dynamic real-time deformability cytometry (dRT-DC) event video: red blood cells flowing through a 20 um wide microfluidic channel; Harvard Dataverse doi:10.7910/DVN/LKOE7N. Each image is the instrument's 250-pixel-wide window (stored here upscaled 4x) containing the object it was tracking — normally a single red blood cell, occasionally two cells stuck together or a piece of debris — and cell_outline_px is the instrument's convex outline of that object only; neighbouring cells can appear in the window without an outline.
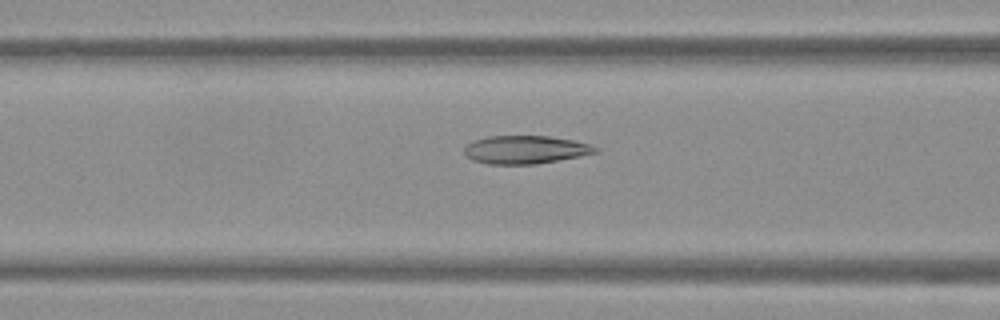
{"species": "Egyptian fruit bat (a non-hibernating species)", "species_latin": "Rousettus aegyptiacus", "temperature_condition": "warm", "stored_images_in_passage": 54, "camera_frame_rate_fps": 3000, "um_per_image_px": 0.085, "frame": {"image": 1, "passage_image": 22, "time_ms": 7.0, "image_size_px": [1000, 320], "cell_outline_px": [[600, 148], [596, 152], [580, 156], [536, 164], [488, 164], [472, 160], [464, 152], [464, 148], [472, 140], [488, 136], [548, 136], [572, 140], [588, 144]], "centroid_in_image_um": [44.63, 12.72], "position_along_channel_um": 122.0, "area_um2": 21.39}}
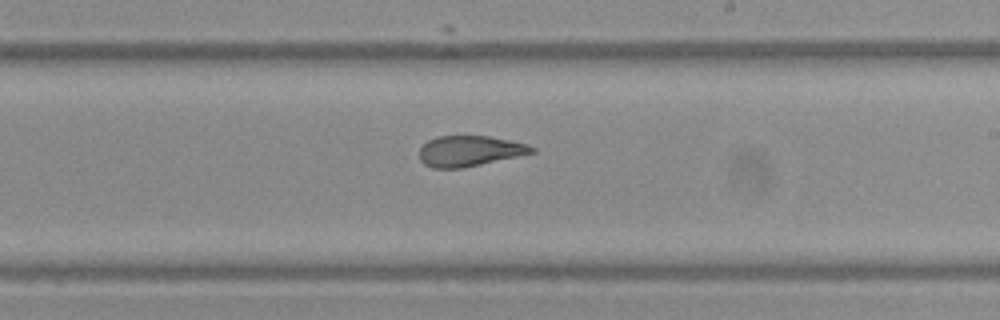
{"frame": {"image": 2, "passage_image": 32, "time_ms": 10.333, "image_size_px": [1000, 320], "cell_outline_px": [[536, 152], [480, 164], [460, 168], [432, 168], [424, 164], [420, 160], [420, 148], [428, 140], [436, 136], [488, 136], [528, 144], [536, 148]], "centroid_in_image_um": [39.9, 12.83], "position_along_channel_um": 249.1, "area_um2": 19.88}}
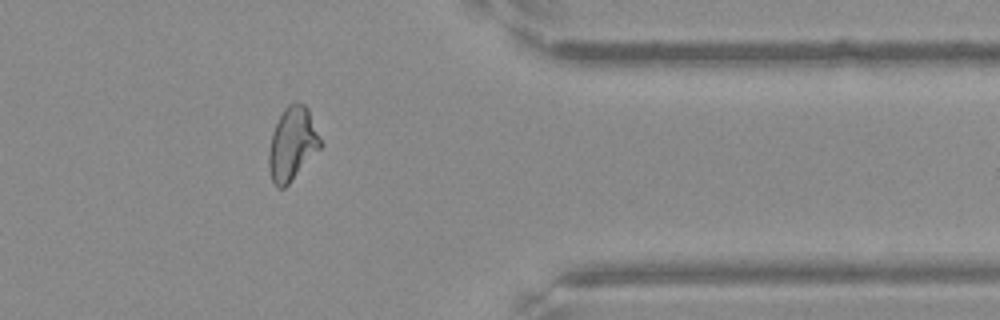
{"frame": {"image": 3, "passage_image": 44, "time_ms": 14.333, "image_size_px": [1000, 320], "cell_outline_px": [[324, 144], [288, 184], [284, 188], [276, 188], [272, 180], [268, 168], [268, 152], [272, 132], [284, 108], [288, 104], [304, 104], [308, 108]], "centroid_in_image_um": [24.85, 12.24], "position_along_channel_um": 386.6, "area_um2": 22.02}, "authors_computed_cell_mechanics": {"area_um2": 22.3975, "velocity_mm_per_s": 3.81, "shape_relaxation_time_tau1_ms": null, "shape_relaxation_time_tau2_ms": 1.7812, "deformation_change_tau1": null, "deformation_change_tau2": 0.0771}}